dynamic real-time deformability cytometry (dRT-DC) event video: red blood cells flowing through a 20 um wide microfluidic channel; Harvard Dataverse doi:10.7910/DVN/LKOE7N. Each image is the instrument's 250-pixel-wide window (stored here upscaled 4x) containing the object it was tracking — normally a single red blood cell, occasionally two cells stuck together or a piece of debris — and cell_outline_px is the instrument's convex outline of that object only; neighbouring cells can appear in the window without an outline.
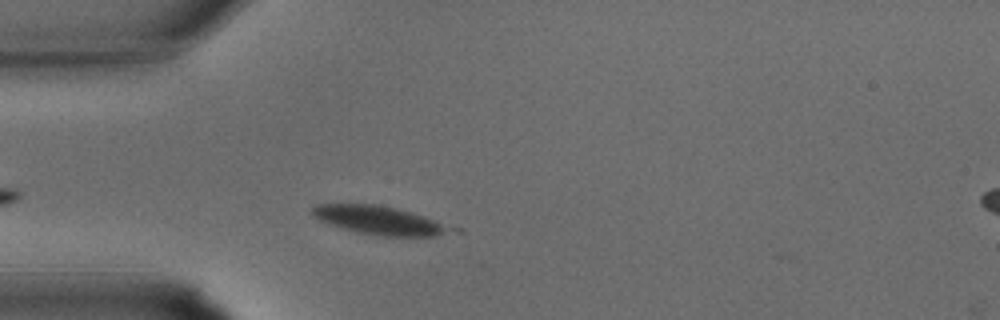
{"species": "common noctule bat (a hibernating species)", "species_latin": "Nyctalus noctula", "temperature_condition": "warm", "stored_images_in_passage": 9, "camera_frame_rate_fps": 3000, "um_per_image_px": 0.085, "animal": {"sex": "male", "body_mass_g": 15.6}, "frame": {"image": 1, "passage_image": 4, "time_ms": 1.0, "image_size_px": [1000, 320], "cell_outline_px": [[464, 232], [436, 236], [380, 236], [360, 232], [344, 228], [320, 220], [312, 212], [312, 208], [316, 204], [376, 204], [412, 212], [460, 228]], "centroid_in_image_um": [32.45, 18.74], "position_along_channel_um": 52.6, "area_um2": 23.12}}
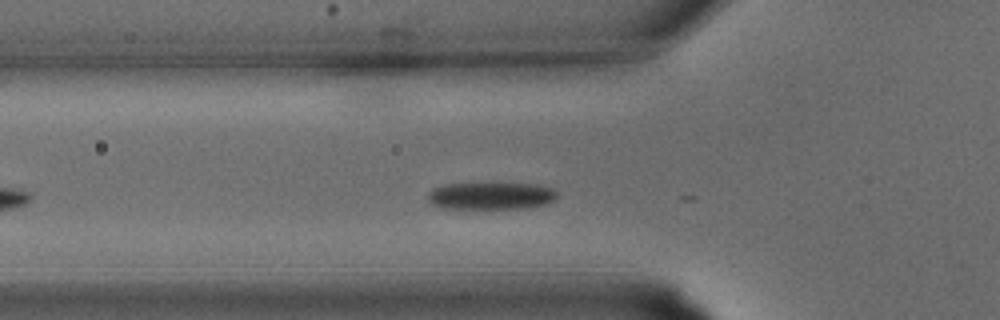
{"frame": {"image": 2, "passage_image": 6, "time_ms": 1.667, "image_size_px": [1000, 320], "cell_outline_px": [[560, 196], [556, 200], [548, 204], [528, 208], [440, 208], [432, 204], [428, 200], [428, 192], [432, 188], [444, 184], [492, 180], [496, 180], [536, 184], [556, 188], [560, 192]], "centroid_in_image_um": [41.82, 16.58], "position_along_channel_um": 84.0, "area_um2": 22.25}}
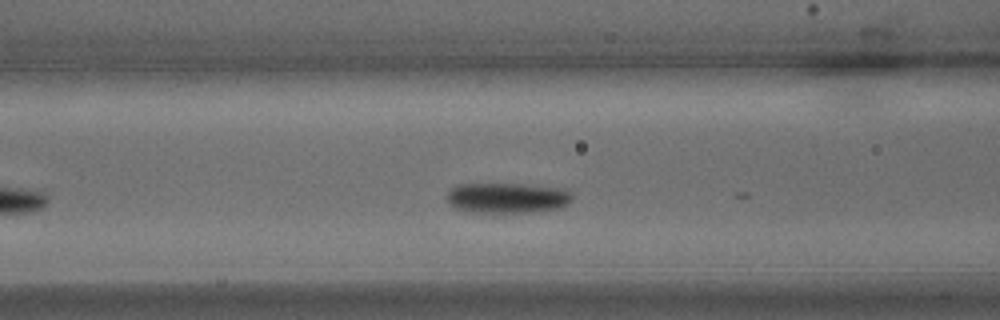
{"frame": {"image": 3, "passage_image": 8, "time_ms": 2.333, "image_size_px": [1000, 320], "cell_outline_px": [[572, 200], [568, 204], [556, 208], [540, 212], [468, 212], [456, 208], [448, 200], [448, 192], [456, 184], [524, 184], [568, 188], [572, 196]], "centroid_in_image_um": [43.17, 16.81], "position_along_channel_um": 123.4, "area_um2": 22.31}}